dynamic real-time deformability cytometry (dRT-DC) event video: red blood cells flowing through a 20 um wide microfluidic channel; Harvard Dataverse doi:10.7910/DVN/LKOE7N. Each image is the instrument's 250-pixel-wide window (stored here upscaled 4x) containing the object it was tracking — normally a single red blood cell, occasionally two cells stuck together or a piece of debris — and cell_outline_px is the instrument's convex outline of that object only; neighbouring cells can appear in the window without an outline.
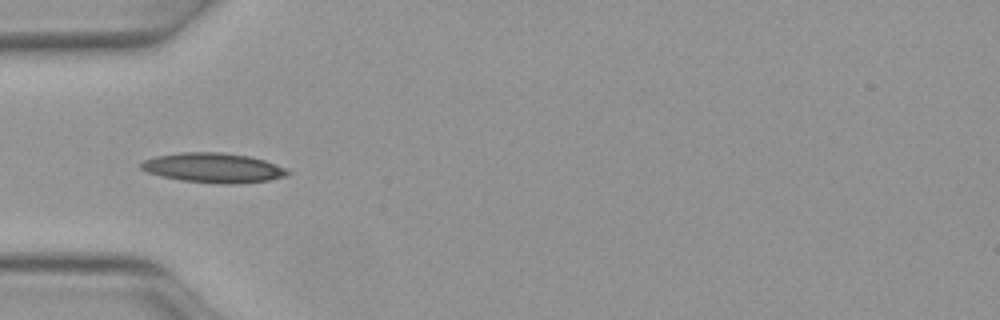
{"species": "Egyptian fruit bat (a non-hibernating species)", "species_latin": "Rousettus aegyptiacus", "temperature_condition": "warm", "stored_images_in_passage": 17, "camera_frame_rate_fps": 3000, "um_per_image_px": 0.085, "animal": {"sex": "female"}, "frame": {"image": 1, "passage_image": 3, "time_ms": 0.667, "image_size_px": [1000, 320], "cell_outline_px": [[292, 172], [288, 176], [268, 180], [236, 184], [220, 184], [180, 180], [160, 176], [148, 172], [140, 168], [140, 164], [144, 160], [156, 156], [180, 152], [220, 152], [248, 156], [264, 160], [284, 168]], "centroid_in_image_um": [18.13, 14.27], "position_along_channel_um": 66.9, "area_um2": 25.37}}
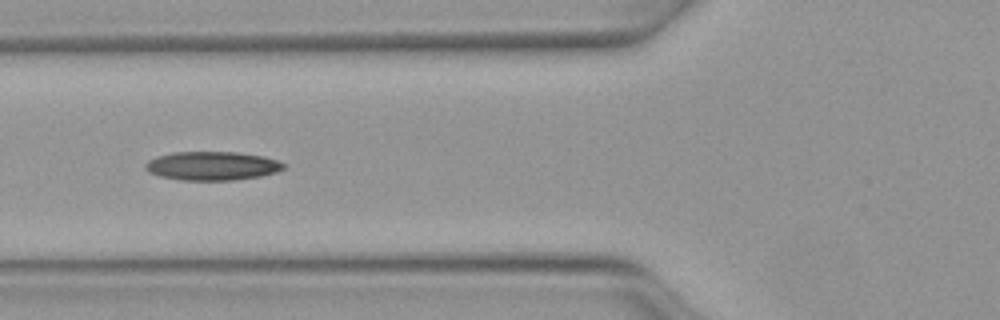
{"frame": {"image": 2, "passage_image": 6, "time_ms": 1.667, "image_size_px": [1000, 320], "cell_outline_px": [[284, 168], [276, 172], [260, 176], [232, 180], [180, 180], [160, 176], [148, 172], [144, 168], [144, 164], [148, 160], [156, 156], [172, 152], [236, 152], [264, 156], [276, 160], [284, 164]], "centroid_in_image_um": [17.98, 14.09], "position_along_channel_um": 107.8, "area_um2": 23.18}}